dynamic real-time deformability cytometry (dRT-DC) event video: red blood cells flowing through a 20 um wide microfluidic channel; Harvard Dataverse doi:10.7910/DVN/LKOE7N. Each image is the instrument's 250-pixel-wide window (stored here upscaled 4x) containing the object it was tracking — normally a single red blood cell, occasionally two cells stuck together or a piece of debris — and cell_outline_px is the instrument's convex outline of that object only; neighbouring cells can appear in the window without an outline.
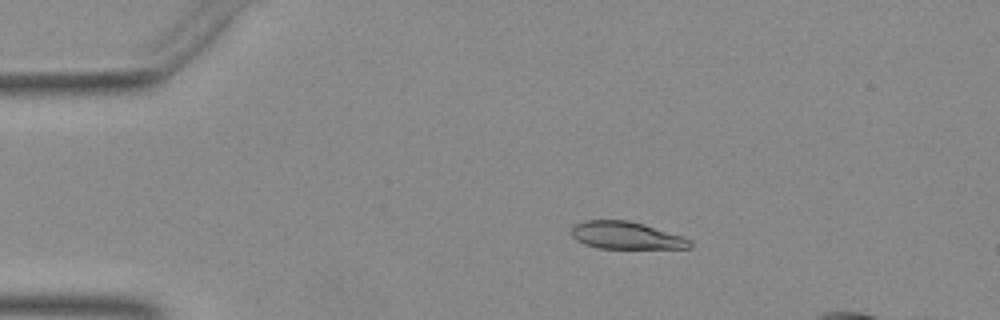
{"species": "Egyptian fruit bat (a non-hibernating species)", "species_latin": "Rousettus aegyptiacus", "temperature_condition": "warm", "stored_images_in_passage": 47, "camera_frame_rate_fps": 3000, "um_per_image_px": 0.085, "animal": {"sex": "female"}, "frame": {"image": 1, "passage_image": 9, "time_ms": 2.667, "image_size_px": [1000, 320], "cell_outline_px": [[692, 248], [600, 248], [584, 244], [576, 240], [572, 236], [572, 228], [576, 224], [584, 220], [628, 220], [644, 224], [692, 240]], "centroid_in_image_um": [53.21, 20.01], "position_along_channel_um": 31.8, "area_um2": 18.73}}
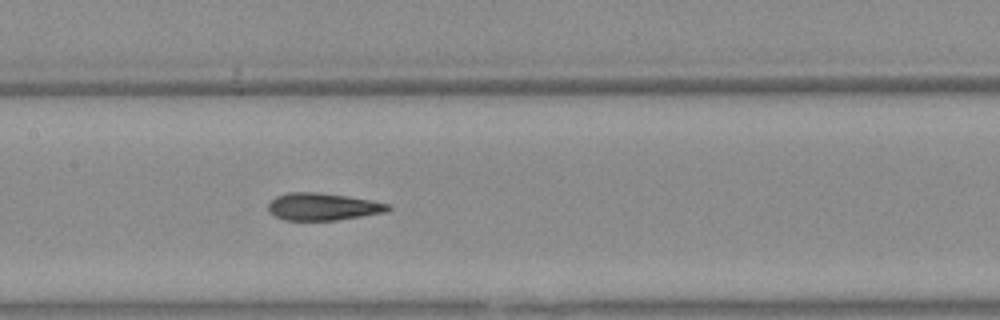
{"frame": {"image": 2, "passage_image": 24, "time_ms": 7.667, "image_size_px": [1000, 320], "cell_outline_px": [[392, 208], [388, 212], [336, 220], [284, 220], [268, 212], [268, 204], [276, 196], [288, 192], [316, 192], [348, 196], [392, 204]], "centroid_in_image_um": [27.47, 17.56], "position_along_channel_um": 179.9, "area_um2": 19.19}}
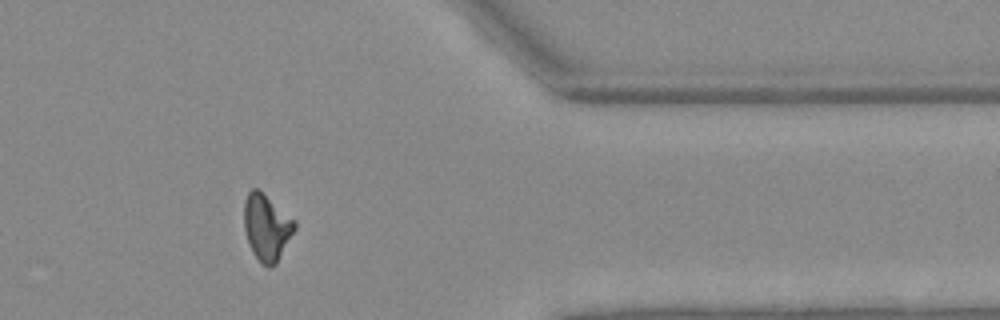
{"frame": {"image": 3, "passage_image": 41, "time_ms": 13.333, "image_size_px": [1000, 320], "cell_outline_px": [[296, 228], [276, 264], [268, 268], [260, 264], [252, 252], [248, 244], [244, 228], [244, 200], [248, 192], [252, 188], [260, 188], [296, 220]], "centroid_in_image_um": [22.66, 19.3], "position_along_channel_um": 388.7, "area_um2": 20.11}}